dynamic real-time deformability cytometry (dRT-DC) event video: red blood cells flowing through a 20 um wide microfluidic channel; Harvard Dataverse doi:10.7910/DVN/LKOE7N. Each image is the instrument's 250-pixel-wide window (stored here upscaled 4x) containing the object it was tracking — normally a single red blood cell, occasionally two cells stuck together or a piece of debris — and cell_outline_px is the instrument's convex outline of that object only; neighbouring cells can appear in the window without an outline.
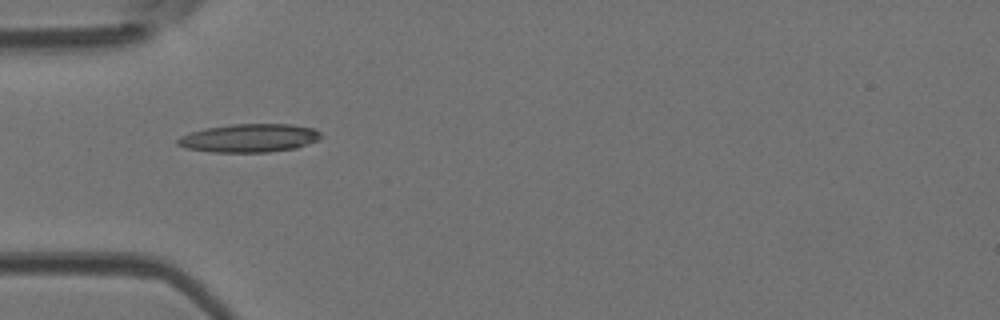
{"species": "Egyptian fruit bat (a non-hibernating species)", "species_latin": "Rousettus aegyptiacus", "temperature_condition": "room temperature", "stored_images_in_passage": 4, "camera_frame_rate_fps": 3000, "um_per_image_px": 0.085, "animal": {"sex": "female"}, "frame": {"image": 1, "passage_image": 1, "time_ms": 0.0, "image_size_px": [1000, 320], "cell_outline_px": [[320, 140], [296, 148], [268, 152], [212, 152], [188, 148], [176, 144], [176, 140], [180, 136], [204, 128], [232, 124], [292, 124], [316, 128], [320, 132]], "centroid_in_image_um": [21.23, 11.73], "position_along_channel_um": 63.8, "area_um2": 23.76}}
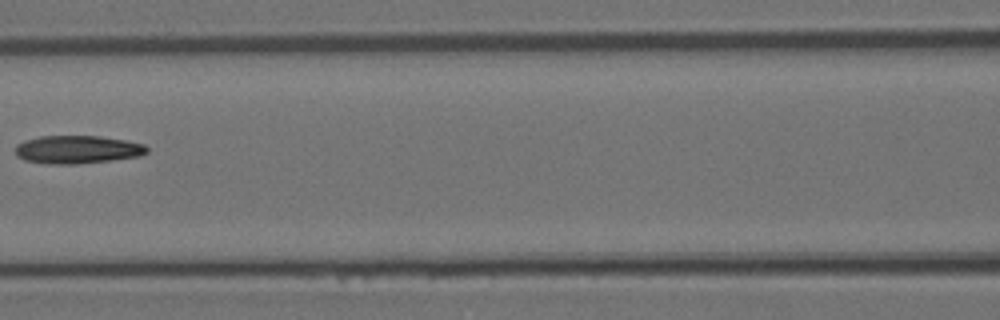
{"frame": {"image": 2, "passage_image": 3, "time_ms": 0.667, "image_size_px": [1000, 320], "cell_outline_px": [[148, 152], [140, 156], [76, 164], [52, 164], [24, 160], [16, 156], [16, 144], [24, 140], [40, 136], [100, 136], [124, 140], [144, 144], [148, 148]], "centroid_in_image_um": [6.55, 12.7], "position_along_channel_um": 160.0, "area_um2": 21.44}}
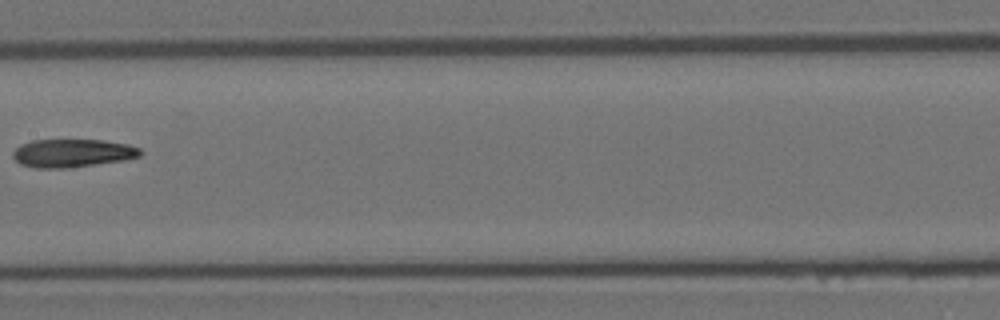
{"frame": {"image": 3, "passage_image": 4, "time_ms": 1.0, "image_size_px": [1000, 320], "cell_outline_px": [[140, 156], [124, 160], [68, 168], [36, 168], [20, 164], [12, 156], [12, 152], [20, 144], [32, 140], [104, 140], [128, 144], [140, 148]], "centroid_in_image_um": [6.13, 13.01], "position_along_channel_um": 201.3, "area_um2": 20.92}}